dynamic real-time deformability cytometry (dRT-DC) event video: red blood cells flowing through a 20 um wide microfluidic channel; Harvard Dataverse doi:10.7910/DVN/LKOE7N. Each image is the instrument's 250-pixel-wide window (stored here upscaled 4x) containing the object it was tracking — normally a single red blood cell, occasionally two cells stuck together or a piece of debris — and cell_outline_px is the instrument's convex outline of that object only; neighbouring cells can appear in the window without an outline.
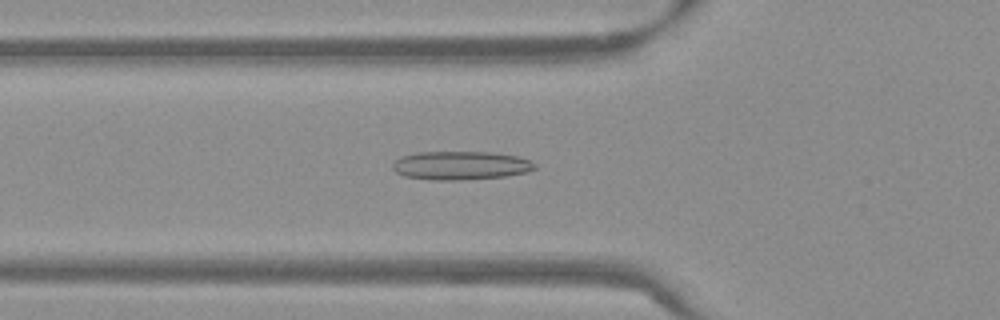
{"species": "Egyptian fruit bat (a non-hibernating species)", "species_latin": "Rousettus aegyptiacus", "temperature_condition": "warm", "stored_images_in_passage": 53, "camera_frame_rate_fps": 3000, "um_per_image_px": 0.085, "frame": {"image": 1, "passage_image": 19, "time_ms": 6.0, "image_size_px": [1000, 320], "cell_outline_px": [[536, 168], [528, 172], [508, 176], [460, 180], [432, 180], [404, 176], [396, 172], [392, 168], [392, 164], [400, 156], [416, 152], [492, 152], [516, 156], [532, 160], [536, 164]], "centroid_in_image_um": [39.17, 14.06], "position_along_channel_um": 86.6, "area_um2": 23.93}}
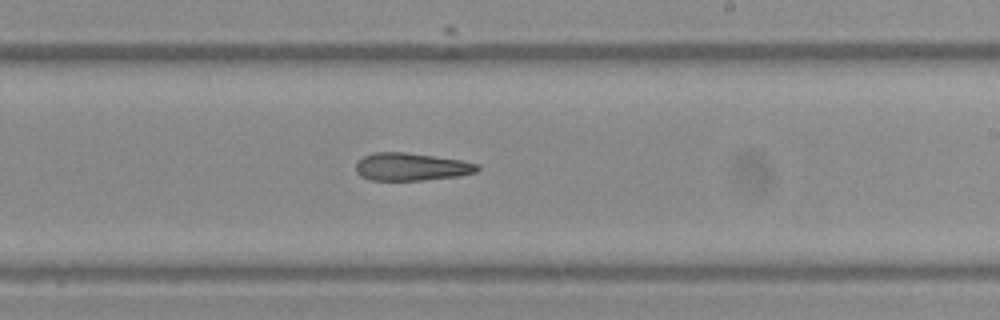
{"frame": {"image": 2, "passage_image": 32, "time_ms": 10.333, "image_size_px": [1000, 320], "cell_outline_px": [[480, 168], [476, 172], [456, 176], [420, 180], [368, 180], [360, 176], [356, 172], [356, 164], [364, 156], [376, 152], [404, 152], [436, 156], [460, 160], [480, 164]], "centroid_in_image_um": [34.95, 14.17], "position_along_channel_um": 254.0, "area_um2": 19.54}}
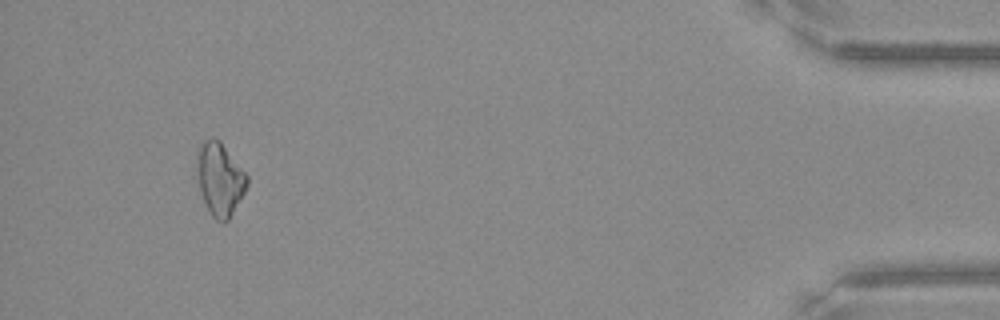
{"frame": {"image": 3, "passage_image": 50, "time_ms": 16.333, "image_size_px": [1000, 320], "cell_outline_px": [[248, 184], [244, 192], [228, 220], [224, 224], [216, 220], [212, 216], [204, 200], [196, 180], [196, 152], [200, 144], [204, 140], [212, 136], [220, 140], [248, 176]], "centroid_in_image_um": [18.65, 15.18], "position_along_channel_um": 416.5, "area_um2": 21.5}}